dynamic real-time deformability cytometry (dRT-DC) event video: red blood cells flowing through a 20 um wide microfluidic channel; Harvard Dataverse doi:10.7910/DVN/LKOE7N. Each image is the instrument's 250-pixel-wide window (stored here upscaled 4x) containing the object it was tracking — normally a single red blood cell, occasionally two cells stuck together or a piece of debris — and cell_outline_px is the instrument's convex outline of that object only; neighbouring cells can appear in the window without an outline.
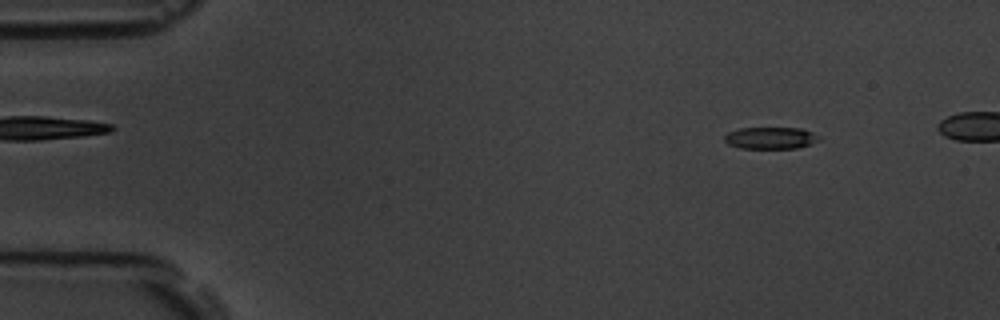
{"species": "common noctule bat (a hibernating species)", "species_latin": "Nyctalus noctula", "temperature_condition": "room temperature", "stored_images_in_passage": 5, "camera_frame_rate_fps": 3000, "um_per_image_px": 0.085, "animal": {"sex": "male", "body_mass_g": 19.5, "forearm_length_mm": 54.6}, "frame": {"image": 1, "passage_image": 2, "time_ms": 1.333, "image_size_px": [1000, 320], "cell_outline_px": [[820, 140], [796, 148], [740, 148], [728, 144], [724, 140], [724, 136], [728, 132], [740, 128], [800, 128], [812, 132], [820, 136]], "centroid_in_image_um": [65.48, 11.72], "position_along_channel_um": 19.5, "area_um2": 11.96}}